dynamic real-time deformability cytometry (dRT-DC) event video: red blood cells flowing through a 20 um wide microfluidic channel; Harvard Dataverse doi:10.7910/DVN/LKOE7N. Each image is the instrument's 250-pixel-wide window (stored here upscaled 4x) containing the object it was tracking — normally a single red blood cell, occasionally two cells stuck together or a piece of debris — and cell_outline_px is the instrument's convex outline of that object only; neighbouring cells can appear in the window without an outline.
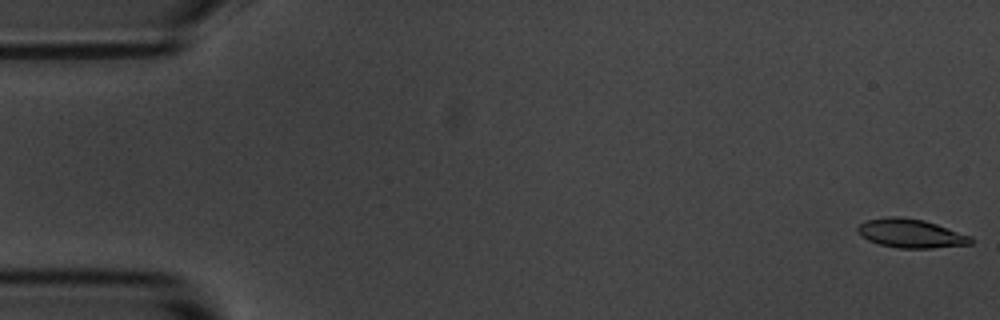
{"species": "common noctule bat (a hibernating species)", "species_latin": "Nyctalus noctula", "temperature_condition": "room temperature", "stored_images_in_passage": 55, "camera_frame_rate_fps": 3000, "um_per_image_px": 0.085, "animal": {"sex": "male", "body_mass_g": 20.1, "forearm_length_mm": 53.5}, "frame": {"image": 1, "passage_image": 1, "time_ms": 0.0, "image_size_px": [1000, 320], "cell_outline_px": [[972, 244], [932, 248], [896, 248], [880, 244], [868, 240], [856, 228], [860, 224], [868, 220], [888, 216], [900, 216], [924, 220], [972, 236]], "centroid_in_image_um": [77.45, 19.84], "position_along_channel_um": 7.5, "area_um2": 18.84}}
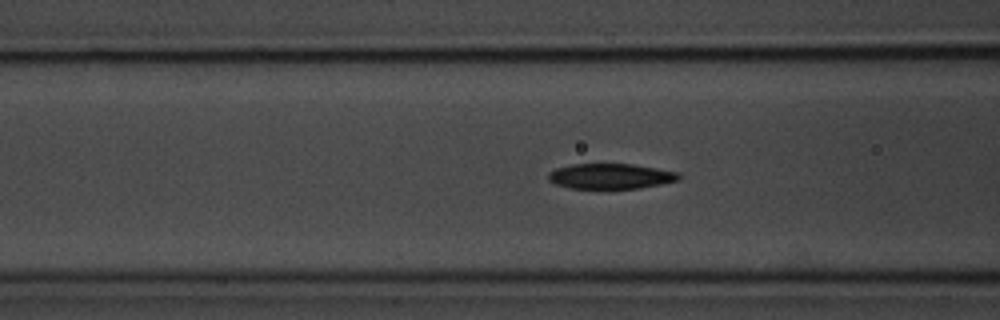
{"frame": {"image": 2, "passage_image": 21, "time_ms": 6.667, "image_size_px": [1000, 320], "cell_outline_px": [[680, 180], [640, 188], [572, 188], [556, 184], [548, 180], [548, 172], [556, 168], [572, 164], [632, 164], [680, 172]], "centroid_in_image_um": [51.91, 14.97], "position_along_channel_um": 114.7, "area_um2": 19.19}}
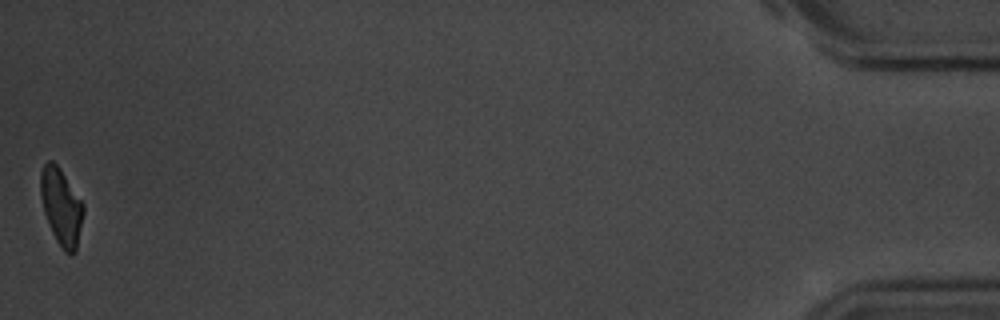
{"frame": {"image": 3, "passage_image": 55, "time_ms": 18.0, "image_size_px": [1000, 320], "cell_outline_px": [[84, 212], [76, 252], [72, 256], [64, 252], [56, 240], [52, 232], [44, 212], [40, 196], [40, 172], [44, 164], [48, 160], [52, 160], [60, 168], [84, 204]], "centroid_in_image_um": [5.21, 17.58], "position_along_channel_um": 430.0, "area_um2": 19.31}, "authors_computed_cell_mechanics": {"area_um2": 19.7098, "velocity_mm_per_s": 3.6309, "shape_relaxation_time_tau1_ms": 3.2844, "shape_relaxation_time_tau2_ms": 2.058, "deformation_change_tau1": 0.1438, "deformation_change_tau2": 0.0775}}